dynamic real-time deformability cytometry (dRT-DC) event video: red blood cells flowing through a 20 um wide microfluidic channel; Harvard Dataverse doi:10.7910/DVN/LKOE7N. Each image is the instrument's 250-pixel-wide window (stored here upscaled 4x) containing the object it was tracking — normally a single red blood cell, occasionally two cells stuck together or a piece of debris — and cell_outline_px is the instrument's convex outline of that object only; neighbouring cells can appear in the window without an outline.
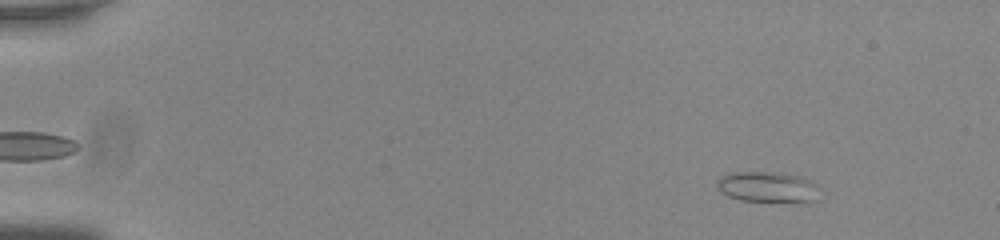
{"species": "common noctule bat (a hibernating species)", "species_latin": "Nyctalus noctula", "temperature_condition": "room temperature", "stored_images_in_passage": 52, "camera_frame_rate_fps": 3000, "um_per_image_px": 0.085, "animal": {"sex": "male", "body_mass_g": 20.0, "forearm_length_mm": 53.3}, "frame": {"image": 1, "passage_image": 3, "time_ms": 0.667, "image_size_px": [1000, 240], "cell_outline_px": [[816, 200], [808, 204], [796, 204], [740, 200], [728, 196], [716, 188], [716, 180], [720, 176], [728, 172], [780, 172], [800, 176], [816, 184]], "centroid_in_image_um": [65.24, 15.93], "position_along_channel_um": 19.8, "area_um2": 19.13}}
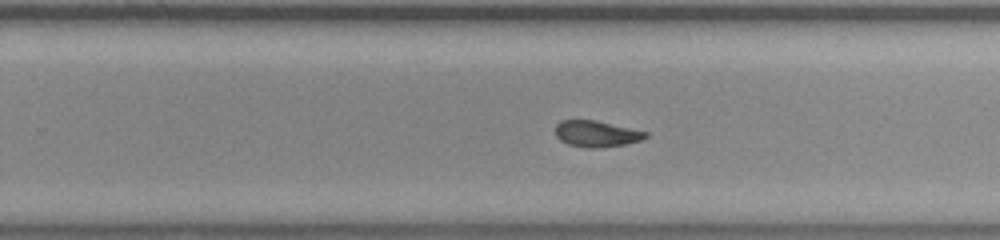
{"frame": {"image": 2, "passage_image": 33, "time_ms": 10.667, "image_size_px": [1000, 240], "cell_outline_px": [[648, 136], [640, 140], [624, 144], [596, 148], [588, 148], [568, 144], [560, 140], [556, 136], [556, 124], [560, 120], [596, 120], [648, 132]], "centroid_in_image_um": [50.68, 11.36], "position_along_channel_um": 279.1, "area_um2": 13.7}}
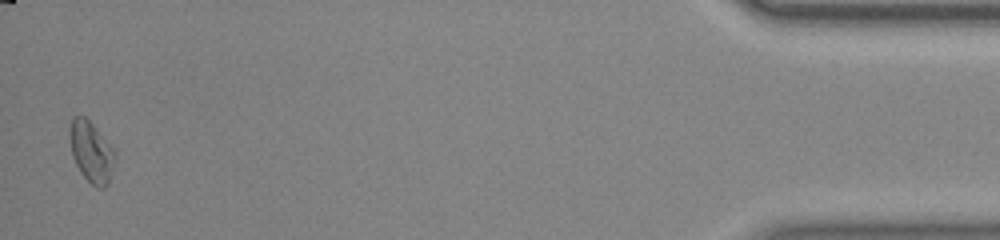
{"frame": {"image": 3, "passage_image": 51, "time_ms": 16.667, "image_size_px": [1000, 240], "cell_outline_px": [[116, 156], [108, 184], [104, 188], [96, 188], [80, 172], [72, 156], [68, 136], [68, 132], [72, 116], [84, 116], [92, 124], [116, 152]], "centroid_in_image_um": [7.73, 12.91], "position_along_channel_um": 427.5, "area_um2": 16.07}, "authors_computed_cell_mechanics": {"area_um2": 14.9702, "velocity_mm_per_s": 3.7854, "shape_relaxation_time_tau1_ms": null, "shape_relaxation_time_tau2_ms": 2.029, "deformation_change_tau1": null, "deformation_change_tau2": 0.0505}}